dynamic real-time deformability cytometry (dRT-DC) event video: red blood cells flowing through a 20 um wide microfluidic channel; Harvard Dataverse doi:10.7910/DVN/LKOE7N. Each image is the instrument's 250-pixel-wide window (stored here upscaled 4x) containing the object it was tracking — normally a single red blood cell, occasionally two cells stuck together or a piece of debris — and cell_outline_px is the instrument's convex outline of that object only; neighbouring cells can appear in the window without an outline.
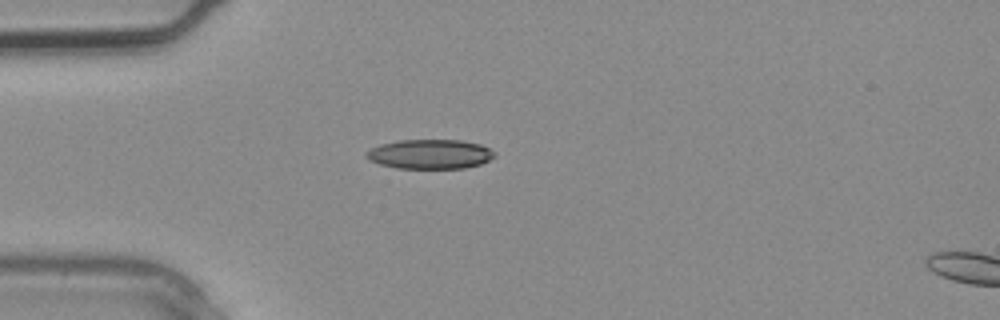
{"species": "common noctule bat (a hibernating species)", "species_latin": "Nyctalus noctula", "temperature_condition": "warm", "stored_images_in_passage": 3, "camera_frame_rate_fps": 3000, "um_per_image_px": 0.085, "animal": {"sex": "male", "body_mass_g": 20.4}, "frame": {"image": 1, "passage_image": 2, "time_ms": 0.333, "image_size_px": [1000, 320], "cell_outline_px": [[496, 156], [480, 164], [464, 168], [396, 168], [380, 164], [368, 160], [364, 156], [372, 148], [380, 144], [400, 140], [460, 140], [480, 144], [496, 152]], "centroid_in_image_um": [36.55, 13.1], "position_along_channel_um": 48.4, "area_um2": 21.96}}